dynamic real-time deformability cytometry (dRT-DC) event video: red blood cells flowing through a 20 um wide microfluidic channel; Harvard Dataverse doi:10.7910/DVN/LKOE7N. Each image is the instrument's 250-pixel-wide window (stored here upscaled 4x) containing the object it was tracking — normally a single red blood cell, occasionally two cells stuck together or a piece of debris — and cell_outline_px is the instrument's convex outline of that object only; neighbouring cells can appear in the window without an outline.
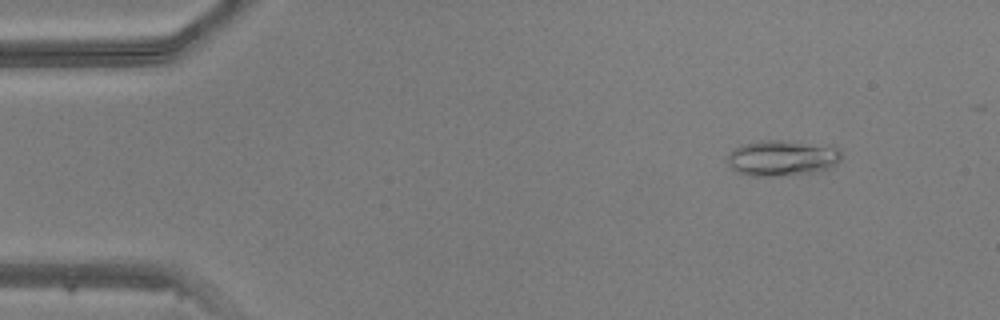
{"species": "common noctule bat (a hibernating species)", "species_latin": "Nyctalus noctula", "temperature_condition": "warm", "stored_images_in_passage": 46, "camera_frame_rate_fps": 3000, "um_per_image_px": 0.085, "animal": {"sex": "male", "body_mass_g": 20.5, "forearm_length_mm": 52.5}, "frame": {"image": 1, "passage_image": 6, "time_ms": 1.667, "image_size_px": [1000, 320], "cell_outline_px": [[840, 160], [836, 164], [828, 168], [812, 172], [772, 176], [748, 176], [736, 172], [728, 164], [728, 152], [744, 144], [760, 140], [784, 140], [832, 144], [840, 148]], "centroid_in_image_um": [66.5, 13.4], "position_along_channel_um": 18.5, "area_um2": 24.04}}
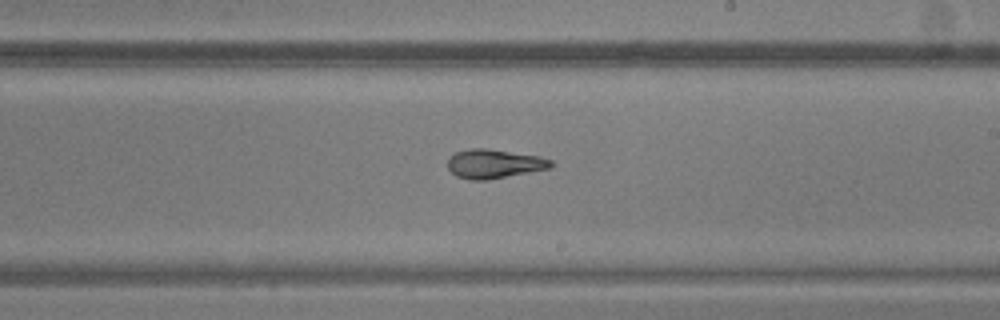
{"frame": {"image": 2, "passage_image": 29, "time_ms": 9.333, "image_size_px": [1000, 320], "cell_outline_px": [[552, 164], [548, 168], [488, 180], [472, 180], [456, 176], [448, 168], [448, 160], [456, 152], [472, 148], [488, 148], [540, 156], [552, 160]], "centroid_in_image_um": [41.99, 13.91], "position_along_channel_um": 247.0, "area_um2": 17.28}}
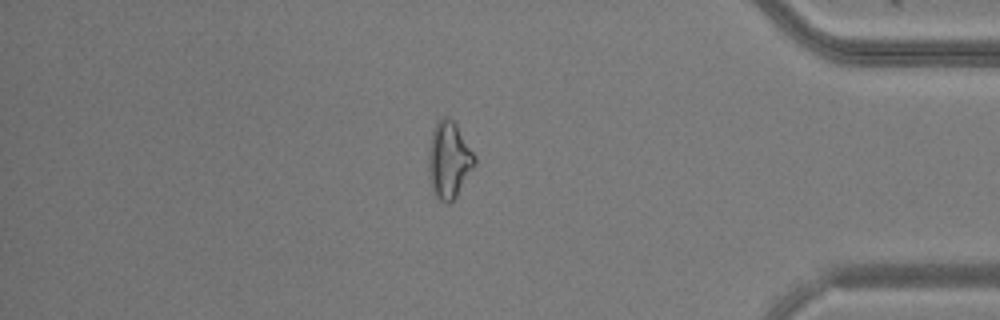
{"frame": {"image": 3, "passage_image": 42, "time_ms": 13.667, "image_size_px": [1000, 320], "cell_outline_px": [[476, 164], [452, 204], [448, 204], [440, 200], [432, 192], [428, 176], [428, 148], [432, 132], [436, 120], [440, 116], [448, 116], [456, 124], [476, 156]], "centroid_in_image_um": [38.14, 13.6], "position_along_channel_um": 397.1, "area_um2": 21.15}}